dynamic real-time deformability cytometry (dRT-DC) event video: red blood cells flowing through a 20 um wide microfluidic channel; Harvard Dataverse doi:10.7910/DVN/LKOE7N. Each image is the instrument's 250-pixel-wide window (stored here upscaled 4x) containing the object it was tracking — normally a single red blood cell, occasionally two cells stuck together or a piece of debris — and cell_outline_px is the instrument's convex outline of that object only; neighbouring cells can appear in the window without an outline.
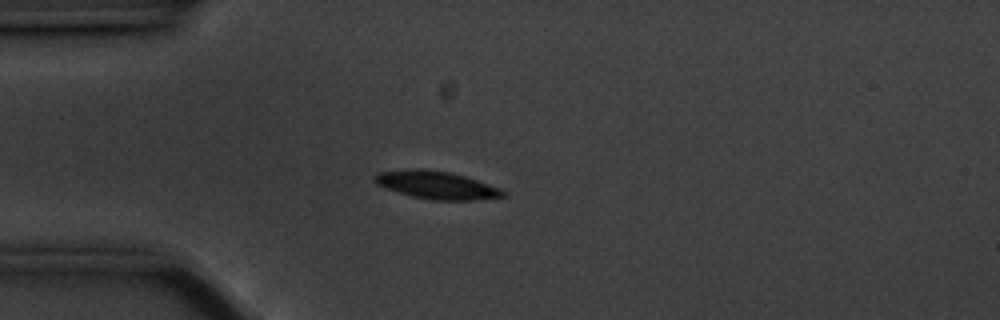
{"species": "common noctule bat (a hibernating species)", "species_latin": "Nyctalus noctula", "temperature_condition": "cold", "stored_images_in_passage": 44, "camera_frame_rate_fps": 3000, "um_per_image_px": 0.085, "animal": {"sex": "male", "body_mass_g": 20.1, "forearm_length_mm": 53.5}, "frame": {"image": 1, "passage_image": 2, "time_ms": 0.333, "image_size_px": [1000, 320], "cell_outline_px": [[508, 196], [476, 200], [432, 200], [412, 196], [384, 188], [376, 184], [372, 180], [380, 172], [420, 168], [424, 168], [448, 172], [464, 176], [500, 188]], "centroid_in_image_um": [37.1, 15.74], "position_along_channel_um": 47.9, "area_um2": 20.63}}
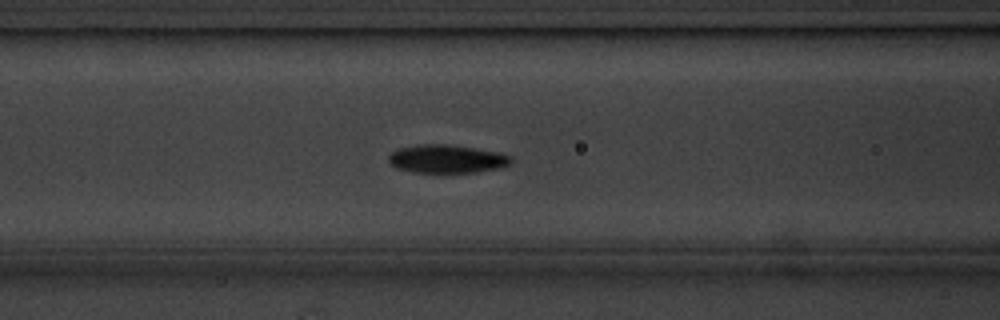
{"frame": {"image": 2, "passage_image": 10, "time_ms": 3.0, "image_size_px": [1000, 320], "cell_outline_px": [[512, 164], [500, 168], [476, 172], [412, 172], [396, 168], [388, 164], [388, 156], [392, 152], [400, 148], [416, 144], [448, 144], [500, 152], [512, 156]], "centroid_in_image_um": [37.98, 13.5], "position_along_channel_um": 128.6, "area_um2": 20.4}}
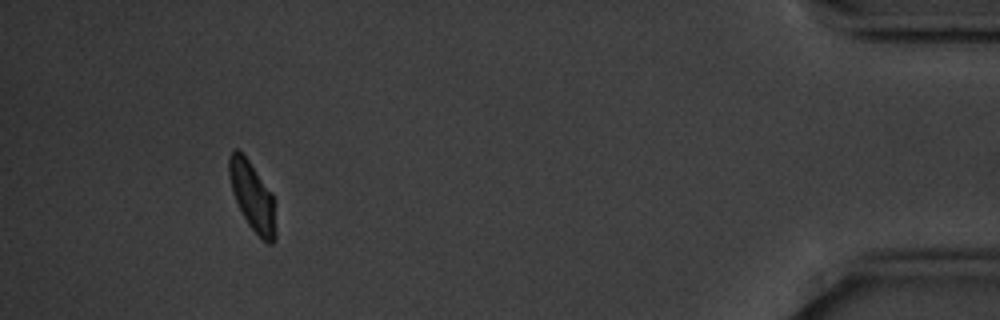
{"frame": {"image": 3, "passage_image": 40, "time_ms": 13.0, "image_size_px": [1000, 320], "cell_outline_px": [[276, 240], [272, 244], [268, 244], [248, 224], [236, 200], [232, 188], [228, 172], [228, 156], [236, 148], [248, 160], [272, 196], [276, 232]], "centroid_in_image_um": [21.44, 16.71], "position_along_channel_um": 413.8, "area_um2": 17.86}, "authors_computed_cell_mechanics": {"area_um2": 20.0277, "velocity_mm_per_s": 3.4898, "shape_relaxation_time_tau1_ms": 1.8269, "shape_relaxation_time_tau2_ms": 8.1045, "deformation_change_tau1": 0.0987, "deformation_change_tau2": 0.1058}}